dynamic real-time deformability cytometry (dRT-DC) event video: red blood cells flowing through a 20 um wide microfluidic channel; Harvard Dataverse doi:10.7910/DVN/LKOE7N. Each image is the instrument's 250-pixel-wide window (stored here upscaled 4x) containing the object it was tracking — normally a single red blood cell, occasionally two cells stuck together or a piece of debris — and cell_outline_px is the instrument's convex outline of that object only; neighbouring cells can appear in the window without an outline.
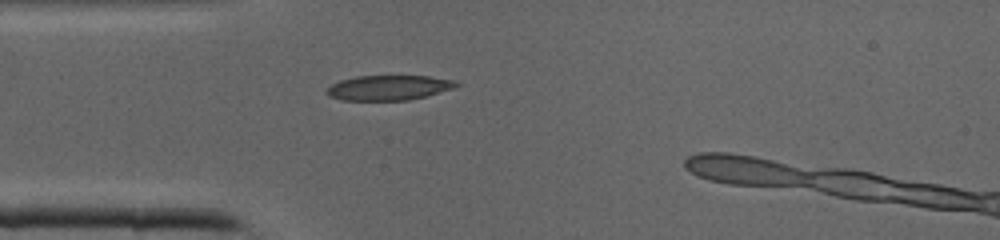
{"species": "common noctule bat (a hibernating species)", "species_latin": "Nyctalus noctula", "temperature_condition": "cold", "stored_images_in_passage": 26, "camera_frame_rate_fps": 3000, "um_per_image_px": 0.085, "animal": {"sex": "male", "body_mass_g": 19.0, "forearm_length_mm": 50.8}, "frame": {"image": 1, "passage_image": 1, "time_ms": 0.0, "image_size_px": [1000, 240], "cell_outline_px": [[460, 84], [452, 88], [424, 96], [408, 100], [340, 100], [328, 96], [324, 92], [332, 84], [340, 80], [356, 76], [428, 76], [456, 80]], "centroid_in_image_um": [32.99, 7.45], "position_along_channel_um": 52.0, "area_um2": 18.73}}
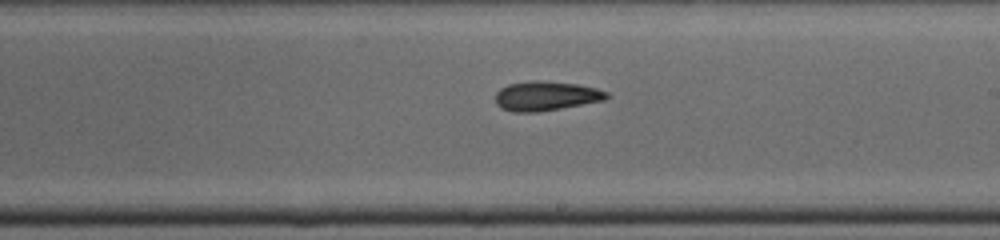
{"frame": {"image": 2, "passage_image": 13, "time_ms": 4.0, "image_size_px": [1000, 240], "cell_outline_px": [[612, 96], [604, 100], [560, 108], [536, 112], [512, 112], [496, 104], [496, 92], [500, 88], [508, 84], [532, 80], [576, 84], [596, 88], [608, 92]], "centroid_in_image_um": [46.41, 8.15], "position_along_channel_um": 242.6, "area_um2": 18.9}}
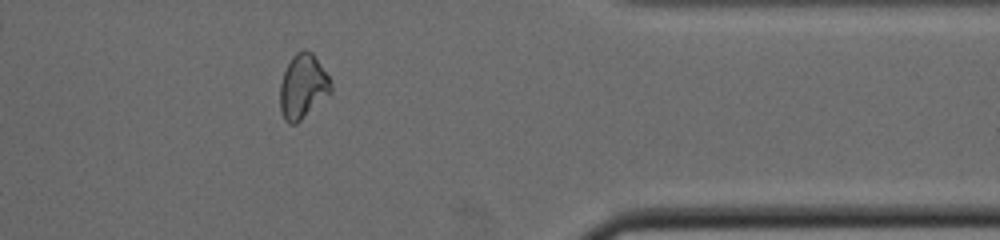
{"frame": {"image": 3, "passage_image": 23, "time_ms": 7.333, "image_size_px": [1000, 240], "cell_outline_px": [[332, 92], [296, 124], [288, 124], [284, 120], [280, 108], [280, 84], [284, 72], [292, 56], [296, 52], [304, 48], [312, 52], [328, 76], [332, 84]], "centroid_in_image_um": [25.74, 7.35], "position_along_channel_um": 385.7, "area_um2": 19.07}}